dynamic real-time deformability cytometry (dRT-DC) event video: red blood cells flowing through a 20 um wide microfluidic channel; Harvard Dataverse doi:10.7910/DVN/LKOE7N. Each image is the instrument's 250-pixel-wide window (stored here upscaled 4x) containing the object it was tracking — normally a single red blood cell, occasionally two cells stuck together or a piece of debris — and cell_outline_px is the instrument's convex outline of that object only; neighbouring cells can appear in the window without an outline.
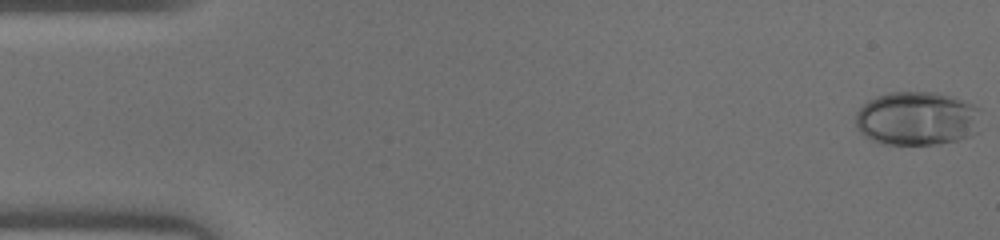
{"species": "human", "species_latin": "Homo sapiens", "temperature_condition": "warm", "stored_images_in_passage": 46, "camera_frame_rate_fps": 3000, "um_per_image_px": 0.085, "donor": {"sex": "male"}, "frame": {"image": 1, "passage_image": 1, "time_ms": 0.0, "image_size_px": [1000, 240], "cell_outline_px": [[980, 108], [976, 132], [968, 136], [956, 140], [936, 144], [880, 144], [864, 136], [856, 128], [856, 112], [868, 100], [876, 96], [888, 92], [936, 92], [972, 104]], "centroid_in_image_um": [77.89, 10.07], "position_along_channel_um": 7.1, "area_um2": 39.25}}
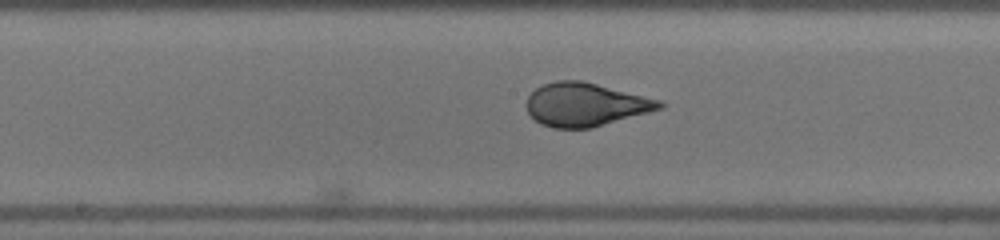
{"frame": {"image": 2, "passage_image": 24, "time_ms": 7.667, "image_size_px": [1000, 240], "cell_outline_px": [[664, 108], [592, 128], [556, 128], [540, 124], [528, 112], [524, 104], [528, 96], [536, 88], [544, 84], [556, 80], [580, 80], [660, 100], [664, 104]], "centroid_in_image_um": [49.74, 8.89], "position_along_channel_um": 198.5, "area_um2": 33.47}}
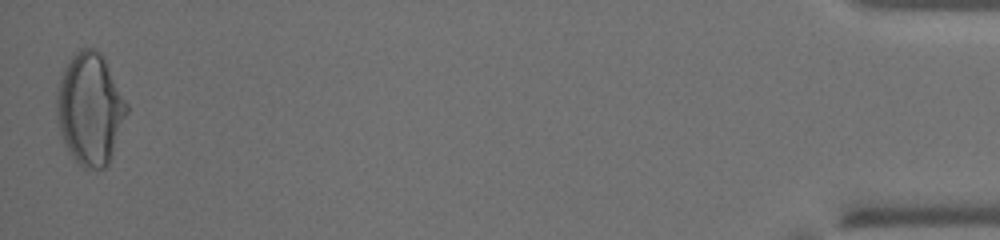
{"frame": {"image": 3, "passage_image": 46, "time_ms": 15.0, "image_size_px": [1000, 240], "cell_outline_px": [[128, 112], [108, 164], [104, 168], [84, 168], [76, 160], [68, 148], [64, 140], [56, 116], [56, 88], [60, 76], [68, 60], [80, 48], [96, 48], [104, 56], [128, 104]], "centroid_in_image_um": [7.66, 9.19], "position_along_channel_um": 427.5, "area_um2": 45.55}}